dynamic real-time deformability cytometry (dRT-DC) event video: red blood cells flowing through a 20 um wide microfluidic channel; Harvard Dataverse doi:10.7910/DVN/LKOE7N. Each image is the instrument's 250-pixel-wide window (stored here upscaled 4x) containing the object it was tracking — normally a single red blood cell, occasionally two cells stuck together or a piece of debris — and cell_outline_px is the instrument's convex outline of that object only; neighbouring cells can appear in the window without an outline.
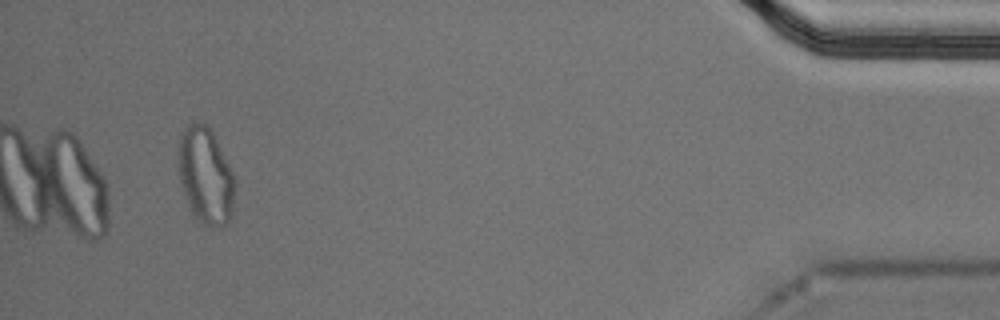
{"species": "Egyptian fruit bat (a non-hibernating species)", "species_latin": "Rousettus aegyptiacus", "temperature_condition": "cold", "stored_images_in_passage": 40, "camera_frame_rate_fps": 3000, "um_per_image_px": 0.085, "animal": {"sex": "male"}, "frame": {"image": 1, "passage_image": 40, "time_ms": 13.0, "image_size_px": [1000, 320], "cell_outline_px": [[236, 188], [232, 212], [228, 224], [200, 224], [192, 216], [180, 180], [176, 156], [180, 132], [188, 124], [196, 120], [204, 120], [212, 132], [236, 180]], "centroid_in_image_um": [17.44, 14.88], "position_along_channel_um": 417.8, "area_um2": 32.25}}